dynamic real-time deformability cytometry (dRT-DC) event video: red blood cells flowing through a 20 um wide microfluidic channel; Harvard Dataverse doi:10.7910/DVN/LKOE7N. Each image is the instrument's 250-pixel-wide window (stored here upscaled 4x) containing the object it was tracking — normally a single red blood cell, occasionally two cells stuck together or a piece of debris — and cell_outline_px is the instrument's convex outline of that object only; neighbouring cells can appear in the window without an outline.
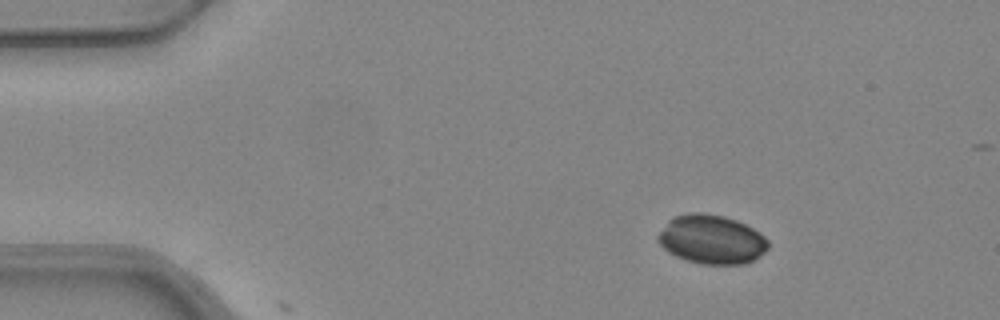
{"species": "common noctule bat (a hibernating species)", "species_latin": "Nyctalus noctula", "temperature_condition": "warm", "stored_images_in_passage": 3, "camera_frame_rate_fps": 3000, "um_per_image_px": 0.085, "animal": {"sex": "female", "body_mass_g": 24.6, "forearm_length_mm": 56.2}, "frame": {"image": 1, "passage_image": 1, "time_ms": 0.0, "image_size_px": [1000, 320], "cell_outline_px": [[768, 248], [760, 256], [744, 264], [700, 264], [676, 256], [668, 252], [660, 244], [656, 236], [668, 220], [676, 216], [688, 212], [700, 212], [724, 216], [736, 220], [760, 232], [768, 240]], "centroid_in_image_um": [60.48, 20.34], "position_along_channel_um": 24.5, "area_um2": 31.44}}
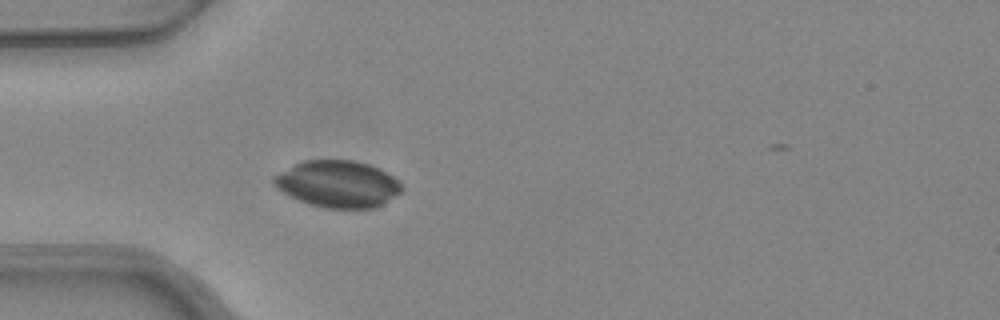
{"frame": {"image": 2, "passage_image": 3, "time_ms": 0.667, "image_size_px": [1000, 320], "cell_outline_px": [[404, 188], [400, 192], [380, 204], [372, 208], [324, 208], [308, 204], [276, 188], [272, 180], [272, 176], [304, 160], [352, 160], [368, 164], [380, 168], [392, 176]], "centroid_in_image_um": [28.69, 15.63], "position_along_channel_um": 56.3, "area_um2": 34.45}}